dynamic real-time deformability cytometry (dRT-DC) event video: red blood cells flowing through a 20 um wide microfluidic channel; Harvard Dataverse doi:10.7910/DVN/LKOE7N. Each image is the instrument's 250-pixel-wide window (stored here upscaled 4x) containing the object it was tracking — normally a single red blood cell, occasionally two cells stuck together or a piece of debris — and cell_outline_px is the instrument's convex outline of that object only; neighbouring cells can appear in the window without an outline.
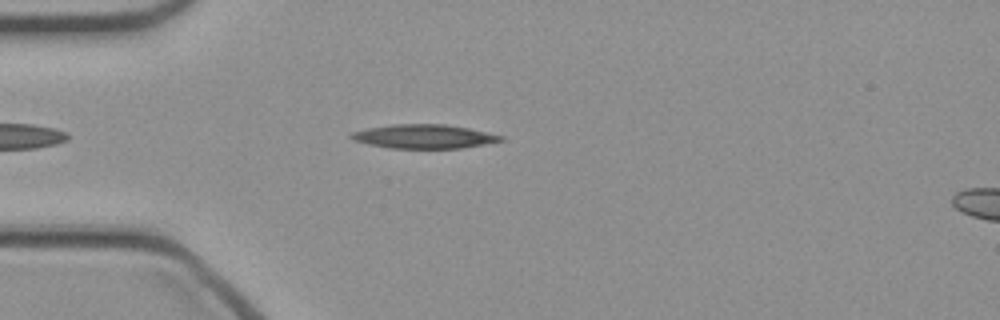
{"species": "common noctule bat (a hibernating species)", "species_latin": "Nyctalus noctula", "temperature_condition": "cold", "stored_images_in_passage": 40, "camera_frame_rate_fps": 3000, "um_per_image_px": 0.085, "animal": {"sex": "female", "body_mass_g": 21.9}, "frame": {"image": 1, "passage_image": 5, "time_ms": 1.333, "image_size_px": [1000, 320], "cell_outline_px": [[504, 140], [484, 144], [460, 148], [388, 148], [368, 144], [352, 140], [348, 136], [352, 132], [368, 128], [392, 124], [444, 124], [468, 128], [504, 136]], "centroid_in_image_um": [36.0, 11.6], "position_along_channel_um": 49.0, "area_um2": 20.81}}
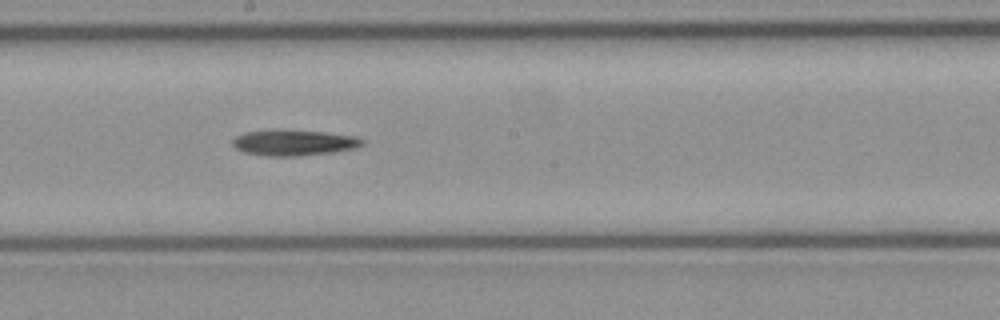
{"frame": {"image": 2, "passage_image": 18, "time_ms": 5.667, "image_size_px": [1000, 320], "cell_outline_px": [[364, 144], [356, 148], [336, 152], [300, 156], [264, 156], [244, 152], [236, 148], [232, 144], [232, 140], [236, 136], [244, 132], [324, 132], [356, 136], [364, 140]], "centroid_in_image_um": [25.04, 12.17], "position_along_channel_um": 223.2, "area_um2": 18.9}}
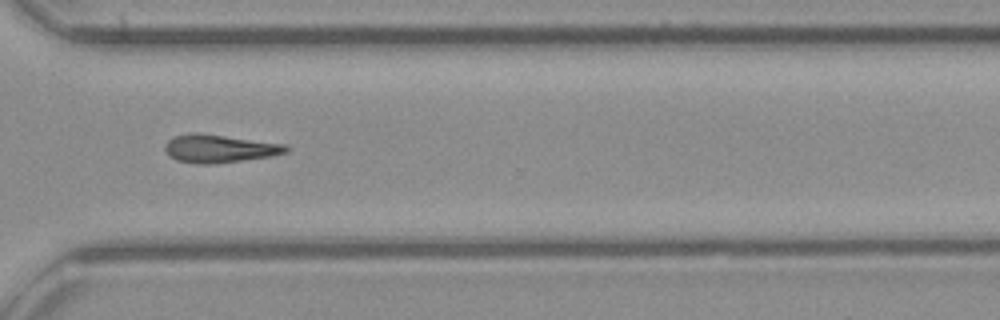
{"frame": {"image": 3, "passage_image": 27, "time_ms": 8.667, "image_size_px": [1000, 320], "cell_outline_px": [[288, 152], [272, 156], [212, 164], [196, 164], [176, 160], [168, 156], [164, 148], [164, 144], [172, 136], [192, 132], [196, 132], [288, 144]], "centroid_in_image_um": [18.62, 12.62], "position_along_channel_um": 352.0, "area_um2": 20.06}}